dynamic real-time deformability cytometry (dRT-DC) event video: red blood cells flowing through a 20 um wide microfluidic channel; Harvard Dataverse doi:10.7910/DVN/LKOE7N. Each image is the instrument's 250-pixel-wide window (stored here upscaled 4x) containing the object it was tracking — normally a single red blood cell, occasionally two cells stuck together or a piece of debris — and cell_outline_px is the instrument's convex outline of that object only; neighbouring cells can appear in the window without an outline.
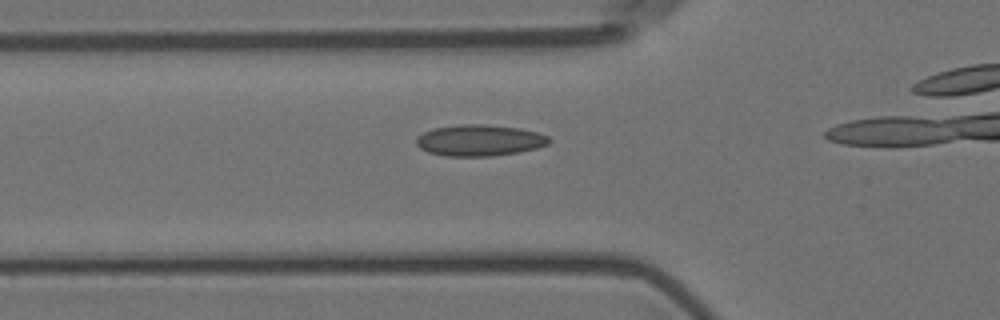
{"species": "Egyptian fruit bat (a non-hibernating species)", "species_latin": "Rousettus aegyptiacus", "temperature_condition": "room temperature", "stored_images_in_passage": 17, "camera_frame_rate_fps": 3000, "um_per_image_px": 0.085, "animal": {"sex": "female"}, "frame": {"image": 1, "passage_image": 12, "time_ms": 3.667, "image_size_px": [1000, 320], "cell_outline_px": [[552, 140], [548, 144], [536, 148], [520, 152], [492, 156], [444, 156], [428, 152], [420, 148], [416, 144], [416, 140], [424, 132], [432, 128], [464, 124], [484, 124], [520, 128], [536, 132], [548, 136]], "centroid_in_image_um": [40.77, 11.93], "position_along_channel_um": 85.0, "area_um2": 24.22}}
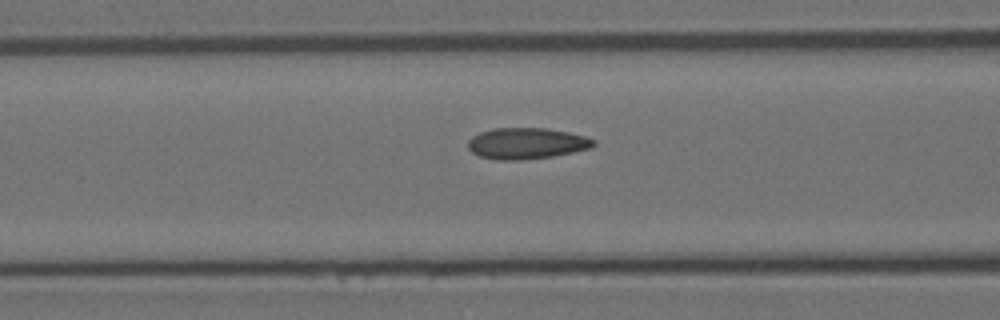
{"frame": {"image": 2, "passage_image": 15, "time_ms": 4.667, "image_size_px": [1000, 320], "cell_outline_px": [[596, 144], [592, 148], [552, 156], [520, 160], [496, 160], [480, 156], [472, 152], [468, 148], [468, 140], [472, 136], [480, 132], [492, 128], [548, 128], [568, 132], [584, 136], [596, 140]], "centroid_in_image_um": [44.75, 12.18], "position_along_channel_um": 121.8, "area_um2": 22.89}}